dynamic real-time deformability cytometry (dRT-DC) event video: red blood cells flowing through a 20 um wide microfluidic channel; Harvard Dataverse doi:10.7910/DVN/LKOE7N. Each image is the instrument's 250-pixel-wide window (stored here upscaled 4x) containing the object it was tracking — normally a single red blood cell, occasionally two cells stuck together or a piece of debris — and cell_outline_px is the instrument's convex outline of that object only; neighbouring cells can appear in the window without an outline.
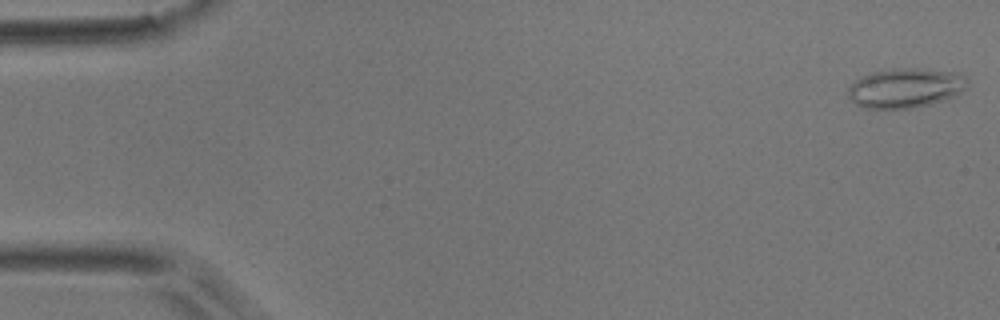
{"species": "common noctule bat (a hibernating species)", "species_latin": "Nyctalus noctula", "temperature_condition": "room temperature", "stored_images_in_passage": 15, "camera_frame_rate_fps": 3000, "um_per_image_px": 0.085, "animal": {"sex": "male", "body_mass_g": 17.9}, "frame": {"image": 1, "passage_image": 1, "time_ms": 0.0, "image_size_px": [1000, 320], "cell_outline_px": [[968, 84], [956, 96], [928, 104], [912, 108], [864, 108], [856, 104], [848, 96], [848, 88], [856, 80], [872, 72], [892, 68], [916, 68], [960, 72], [968, 80]], "centroid_in_image_um": [76.98, 7.46], "position_along_channel_um": 8.0, "area_um2": 27.46}}